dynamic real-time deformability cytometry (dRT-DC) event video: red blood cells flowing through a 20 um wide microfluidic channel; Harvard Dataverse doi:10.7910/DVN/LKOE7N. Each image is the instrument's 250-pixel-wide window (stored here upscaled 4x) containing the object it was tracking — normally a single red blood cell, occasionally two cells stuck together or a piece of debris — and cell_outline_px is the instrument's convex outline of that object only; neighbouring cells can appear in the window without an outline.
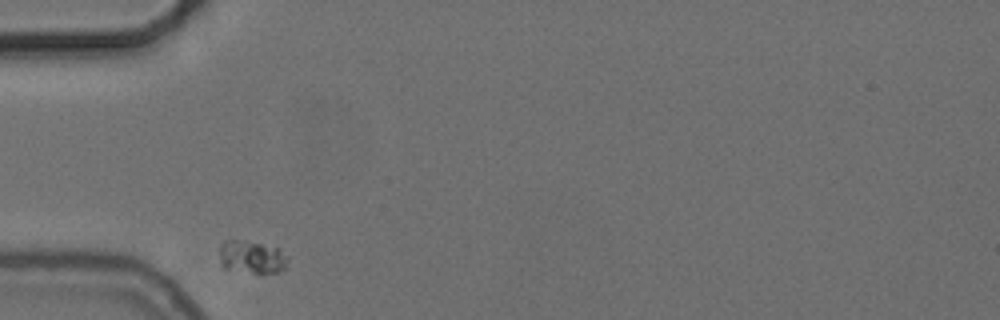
{"species": "common noctule bat (a hibernating species)", "species_latin": "Nyctalus noctula", "temperature_condition": "cold", "stored_images_in_passage": 32, "camera_frame_rate_fps": 3000, "um_per_image_px": 0.085, "animal": {"sex": "female", "body_mass_g": 24.6, "forearm_length_mm": 56.2}, "frame": {"image": 1, "passage_image": 1, "time_ms": 0.0, "image_size_px": [1000, 320], "cell_outline_px": [[288, 260], [284, 268], [280, 272], [260, 276], [224, 268], [220, 264], [220, 244], [224, 240], [240, 240], [280, 248], [288, 256]], "centroid_in_image_um": [21.42, 21.9], "position_along_channel_um": 63.6, "area_um2": 13.64}}
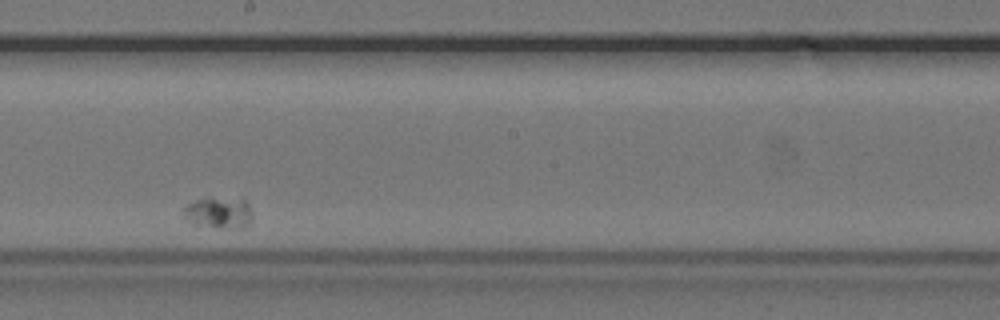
{"frame": {"image": 2, "passage_image": 18, "time_ms": 5.667, "image_size_px": [1000, 320], "cell_outline_px": [[252, 216], [248, 224], [244, 228], [216, 228], [192, 224], [184, 216], [184, 204], [196, 200], [244, 200], [248, 204], [252, 212]], "centroid_in_image_um": [18.58, 18.14], "position_along_channel_um": 229.6, "area_um2": 12.2}}
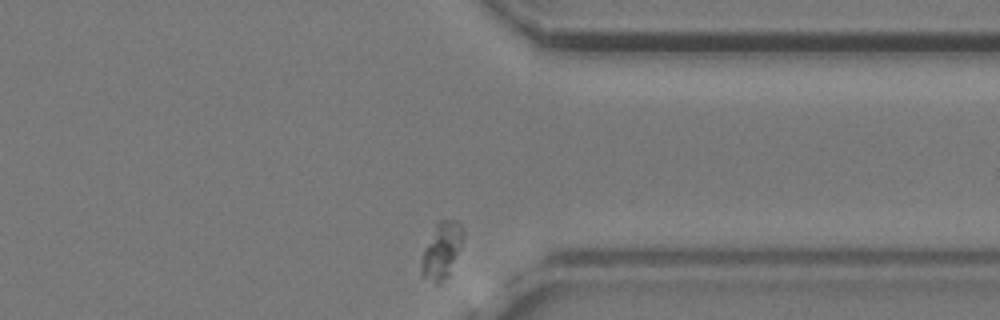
{"frame": {"image": 3, "passage_image": 32, "time_ms": 10.333, "image_size_px": [1000, 320], "cell_outline_px": [[464, 232], [460, 244], [448, 276], [440, 284], [436, 284], [424, 276], [420, 272], [424, 248], [436, 224], [440, 220], [456, 220], [464, 228]], "centroid_in_image_um": [37.53, 21.28], "position_along_channel_um": 373.9, "area_um2": 13.24}}